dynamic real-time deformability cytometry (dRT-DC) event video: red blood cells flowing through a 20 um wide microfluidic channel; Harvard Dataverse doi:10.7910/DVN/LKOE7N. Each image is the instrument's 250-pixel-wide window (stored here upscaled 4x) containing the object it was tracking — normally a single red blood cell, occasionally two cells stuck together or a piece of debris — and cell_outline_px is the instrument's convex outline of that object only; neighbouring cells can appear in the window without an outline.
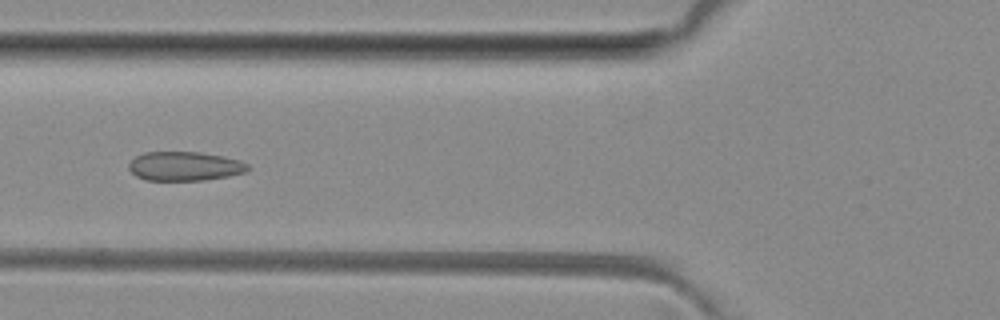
{"species": "common noctule bat (a hibernating species)", "species_latin": "Nyctalus noctula", "temperature_condition": "room temperature", "stored_images_in_passage": 6, "camera_frame_rate_fps": 3000, "um_per_image_px": 0.085, "animal": {"sex": "female", "body_mass_g": 29.2, "forearm_length_mm": 56.3}, "frame": {"image": 1, "passage_image": 6, "time_ms": 5.667, "image_size_px": [1000, 320], "cell_outline_px": [[248, 168], [244, 172], [228, 176], [204, 180], [144, 180], [136, 176], [128, 168], [128, 164], [136, 156], [144, 152], [200, 152], [224, 156], [240, 160], [248, 164]], "centroid_in_image_um": [15.68, 14.12], "position_along_channel_um": 110.1, "area_um2": 20.17}}